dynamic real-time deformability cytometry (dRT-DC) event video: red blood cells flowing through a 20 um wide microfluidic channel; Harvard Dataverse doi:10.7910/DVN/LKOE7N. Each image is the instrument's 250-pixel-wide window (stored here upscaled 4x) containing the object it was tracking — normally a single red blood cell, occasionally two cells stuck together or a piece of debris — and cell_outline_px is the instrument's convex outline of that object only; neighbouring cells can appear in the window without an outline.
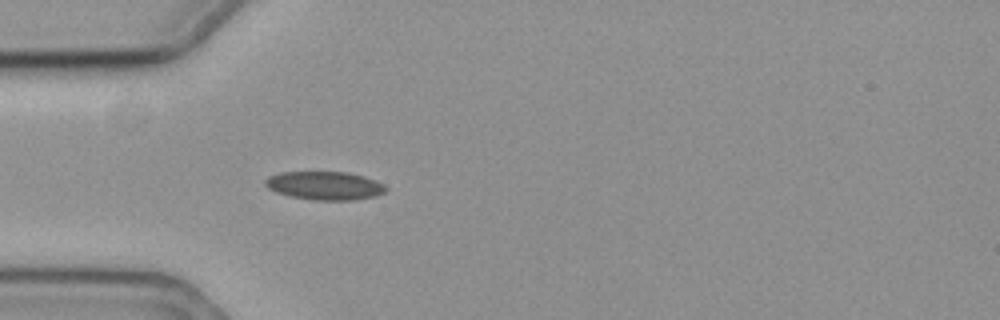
{"species": "common noctule bat (a hibernating species)", "species_latin": "Nyctalus noctula", "temperature_condition": "cold", "stored_images_in_passage": 40, "camera_frame_rate_fps": 3000, "um_per_image_px": 0.085, "animal": {"sex": "female", "body_mass_g": 19.3, "forearm_length_mm": 54.1}, "frame": {"image": 1, "passage_image": 4, "time_ms": 1.0, "image_size_px": [1000, 320], "cell_outline_px": [[388, 192], [376, 196], [356, 200], [312, 200], [292, 196], [276, 192], [268, 188], [264, 184], [264, 180], [268, 176], [280, 172], [348, 172], [364, 176], [376, 180], [388, 188]], "centroid_in_image_um": [27.63, 15.78], "position_along_channel_um": 57.4, "area_um2": 20.17}}
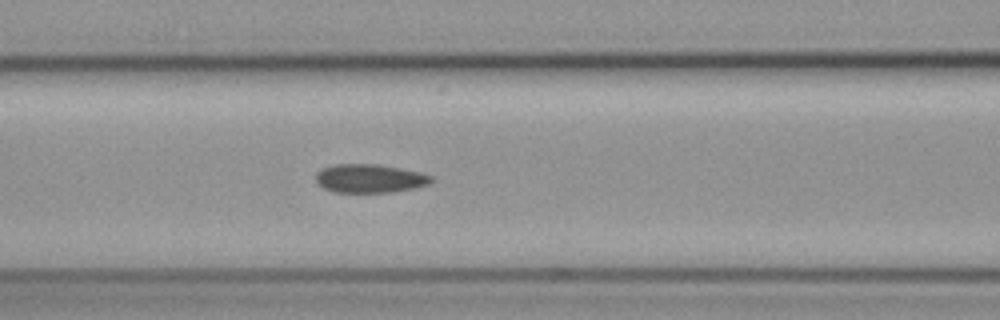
{"frame": {"image": 2, "passage_image": 11, "time_ms": 3.333, "image_size_px": [1000, 320], "cell_outline_px": [[436, 180], [428, 184], [412, 188], [392, 192], [332, 192], [316, 184], [316, 172], [320, 168], [336, 164], [376, 164], [420, 172], [432, 176]], "centroid_in_image_um": [31.39, 15.17], "position_along_channel_um": 135.2, "area_um2": 19.31}}
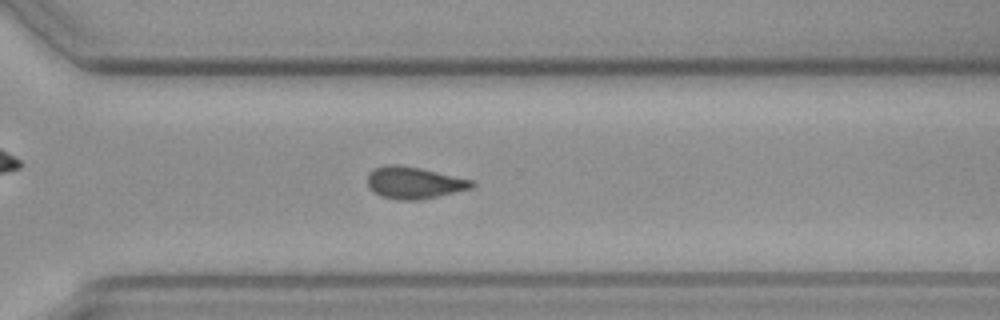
{"frame": {"image": 3, "passage_image": 28, "time_ms": 9.0, "image_size_px": [1000, 320], "cell_outline_px": [[476, 184], [472, 188], [420, 200], [396, 200], [380, 196], [372, 192], [368, 188], [368, 172], [372, 168], [388, 164], [396, 164], [420, 168], [476, 180]], "centroid_in_image_um": [35.18, 15.53], "position_along_channel_um": 335.4, "area_um2": 19.77}}